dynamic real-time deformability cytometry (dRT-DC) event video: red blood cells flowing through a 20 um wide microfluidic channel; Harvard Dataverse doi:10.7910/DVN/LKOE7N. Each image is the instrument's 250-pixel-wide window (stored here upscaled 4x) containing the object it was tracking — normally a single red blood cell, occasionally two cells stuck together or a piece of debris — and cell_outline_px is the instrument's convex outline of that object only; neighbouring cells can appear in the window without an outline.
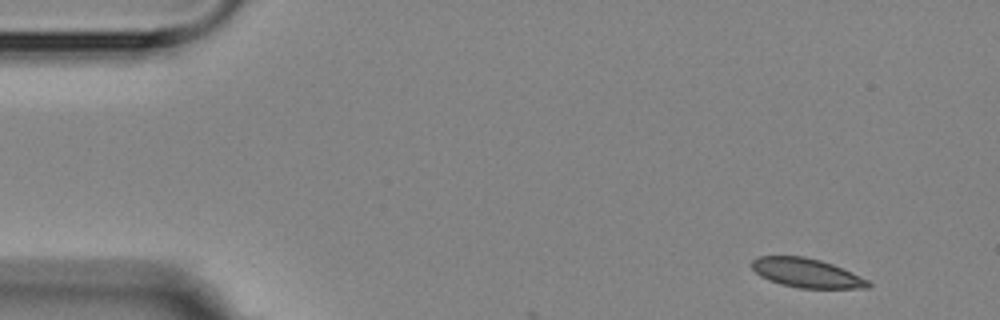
{"species": "Egyptian fruit bat (a non-hibernating species)", "species_latin": "Rousettus aegyptiacus", "temperature_condition": "room temperature", "stored_images_in_passage": 3, "camera_frame_rate_fps": 3000, "um_per_image_px": 0.085, "animal": {"sex": "female"}, "frame": {"image": 1, "passage_image": 1, "time_ms": 0.0, "image_size_px": [1000, 320], "cell_outline_px": [[872, 284], [868, 288], [800, 288], [780, 284], [768, 280], [760, 276], [752, 268], [752, 260], [756, 256], [804, 256], [820, 260], [832, 264], [852, 272], [868, 280]], "centroid_in_image_um": [68.54, 23.2], "position_along_channel_um": 16.5, "area_um2": 19.77}}